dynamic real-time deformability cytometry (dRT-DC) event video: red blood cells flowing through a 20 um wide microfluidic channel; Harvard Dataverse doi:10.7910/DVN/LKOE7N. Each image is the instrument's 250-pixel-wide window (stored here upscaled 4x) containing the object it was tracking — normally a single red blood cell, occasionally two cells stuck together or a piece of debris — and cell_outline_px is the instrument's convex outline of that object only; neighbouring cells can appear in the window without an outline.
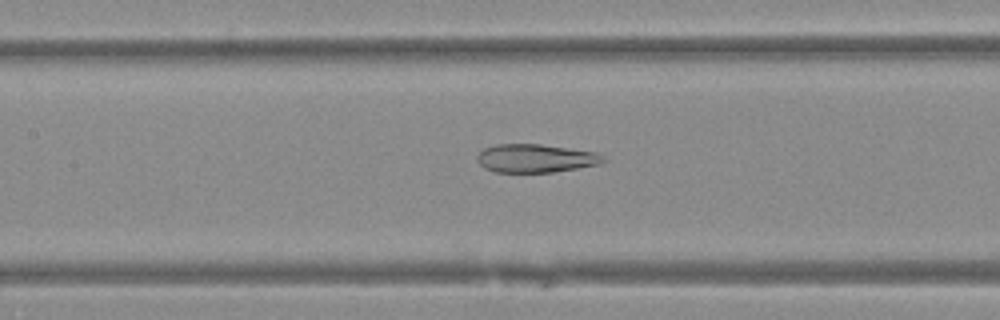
{"species": "Egyptian fruit bat (a non-hibernating species)", "species_latin": "Rousettus aegyptiacus", "temperature_condition": "warm", "stored_images_in_passage": 46, "camera_frame_rate_fps": 3000, "um_per_image_px": 0.085, "animal": {"sex": "female"}, "frame": {"image": 1, "passage_image": 19, "time_ms": 6.0, "image_size_px": [1000, 320], "cell_outline_px": [[608, 160], [600, 164], [552, 172], [496, 172], [484, 168], [476, 160], [476, 152], [484, 148], [496, 144], [540, 144], [600, 152]], "centroid_in_image_um": [45.53, 13.44], "position_along_channel_um": 161.9, "area_um2": 21.15}}
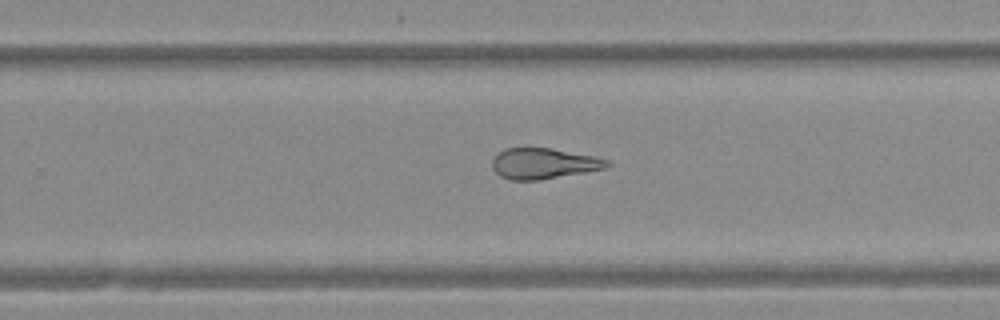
{"frame": {"image": 2, "passage_image": 28, "time_ms": 9.0, "image_size_px": [1000, 320], "cell_outline_px": [[612, 164], [604, 168], [584, 172], [540, 180], [508, 180], [500, 176], [492, 168], [492, 160], [496, 152], [504, 148], [528, 144], [552, 148], [592, 156], [608, 160]], "centroid_in_image_um": [46.1, 13.85], "position_along_channel_um": 283.7, "area_um2": 21.27}}
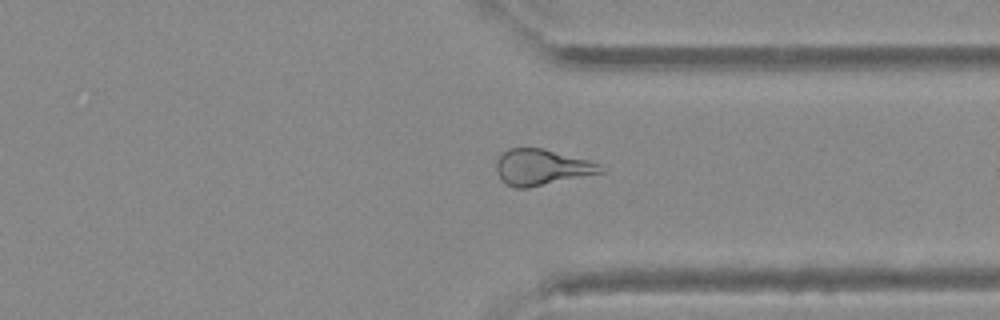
{"frame": {"image": 3, "passage_image": 34, "time_ms": 11.0, "image_size_px": [1000, 320], "cell_outline_px": [[604, 172], [528, 188], [516, 188], [500, 180], [496, 168], [496, 160], [508, 148], [544, 148], [588, 160], [600, 164]], "centroid_in_image_um": [46.02, 14.21], "position_along_channel_um": 365.4, "area_um2": 21.73}}